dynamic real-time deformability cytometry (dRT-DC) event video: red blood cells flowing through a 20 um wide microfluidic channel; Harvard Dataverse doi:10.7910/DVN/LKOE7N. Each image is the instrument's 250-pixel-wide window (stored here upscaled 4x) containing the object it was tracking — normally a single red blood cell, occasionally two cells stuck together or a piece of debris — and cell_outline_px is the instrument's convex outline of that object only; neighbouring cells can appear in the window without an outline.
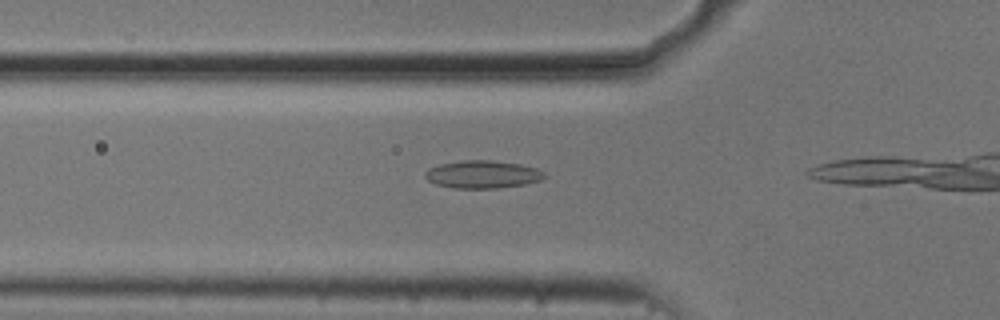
{"species": "common noctule bat (a hibernating species)", "species_latin": "Nyctalus noctula", "temperature_condition": "cold", "stored_images_in_passage": 16, "camera_frame_rate_fps": 3000, "um_per_image_px": 0.085, "animal": {"sex": "male", "body_mass_g": 20.5, "forearm_length_mm": 52.5}, "frame": {"image": 1, "passage_image": 12, "time_ms": 3.667, "image_size_px": [1000, 320], "cell_outline_px": [[548, 176], [540, 180], [524, 184], [496, 188], [452, 188], [436, 184], [428, 180], [424, 176], [424, 172], [428, 168], [440, 164], [464, 160], [492, 160], [520, 164], [536, 168], [544, 172]], "centroid_in_image_um": [41.01, 14.82], "position_along_channel_um": 84.8, "area_um2": 19.31}}